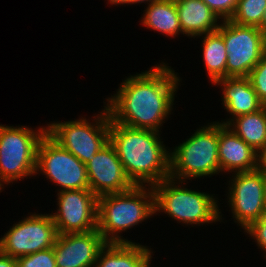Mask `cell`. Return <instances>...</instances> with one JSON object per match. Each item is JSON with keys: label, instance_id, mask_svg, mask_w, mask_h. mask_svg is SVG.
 I'll list each match as a JSON object with an SVG mask.
<instances>
[{"label": "cell", "instance_id": "83f0119b", "mask_svg": "<svg viewBox=\"0 0 266 267\" xmlns=\"http://www.w3.org/2000/svg\"><path fill=\"white\" fill-rule=\"evenodd\" d=\"M260 30H261V35H262V50H263V54H266V28L260 29Z\"/></svg>", "mask_w": 266, "mask_h": 267}, {"label": "cell", "instance_id": "1f68e13d", "mask_svg": "<svg viewBox=\"0 0 266 267\" xmlns=\"http://www.w3.org/2000/svg\"><path fill=\"white\" fill-rule=\"evenodd\" d=\"M152 1H155V0H128V4H138V3H146L149 5Z\"/></svg>", "mask_w": 266, "mask_h": 267}, {"label": "cell", "instance_id": "9c48e42d", "mask_svg": "<svg viewBox=\"0 0 266 267\" xmlns=\"http://www.w3.org/2000/svg\"><path fill=\"white\" fill-rule=\"evenodd\" d=\"M57 236L51 214L33 213L14 224L0 238V252L17 259L53 247Z\"/></svg>", "mask_w": 266, "mask_h": 267}, {"label": "cell", "instance_id": "f1b7e54d", "mask_svg": "<svg viewBox=\"0 0 266 267\" xmlns=\"http://www.w3.org/2000/svg\"><path fill=\"white\" fill-rule=\"evenodd\" d=\"M152 253H150L137 267H150V261L152 259Z\"/></svg>", "mask_w": 266, "mask_h": 267}, {"label": "cell", "instance_id": "cb8c5ba5", "mask_svg": "<svg viewBox=\"0 0 266 267\" xmlns=\"http://www.w3.org/2000/svg\"><path fill=\"white\" fill-rule=\"evenodd\" d=\"M247 77L255 89L259 100L264 104L266 102V54H263L261 60Z\"/></svg>", "mask_w": 266, "mask_h": 267}, {"label": "cell", "instance_id": "ffe728a7", "mask_svg": "<svg viewBox=\"0 0 266 267\" xmlns=\"http://www.w3.org/2000/svg\"><path fill=\"white\" fill-rule=\"evenodd\" d=\"M260 155L266 150V109L240 115L227 125Z\"/></svg>", "mask_w": 266, "mask_h": 267}, {"label": "cell", "instance_id": "4fadbf2b", "mask_svg": "<svg viewBox=\"0 0 266 267\" xmlns=\"http://www.w3.org/2000/svg\"><path fill=\"white\" fill-rule=\"evenodd\" d=\"M85 166L90 190L97 197L124 192L134 186L110 141Z\"/></svg>", "mask_w": 266, "mask_h": 267}, {"label": "cell", "instance_id": "f546056e", "mask_svg": "<svg viewBox=\"0 0 266 267\" xmlns=\"http://www.w3.org/2000/svg\"><path fill=\"white\" fill-rule=\"evenodd\" d=\"M260 165L266 170V150L260 155Z\"/></svg>", "mask_w": 266, "mask_h": 267}, {"label": "cell", "instance_id": "4dcf8cb0", "mask_svg": "<svg viewBox=\"0 0 266 267\" xmlns=\"http://www.w3.org/2000/svg\"><path fill=\"white\" fill-rule=\"evenodd\" d=\"M263 188H264V201L266 206V170L263 168Z\"/></svg>", "mask_w": 266, "mask_h": 267}, {"label": "cell", "instance_id": "ba28073f", "mask_svg": "<svg viewBox=\"0 0 266 267\" xmlns=\"http://www.w3.org/2000/svg\"><path fill=\"white\" fill-rule=\"evenodd\" d=\"M46 175L60 191L90 189L85 163L55 142L47 133L37 147L36 175Z\"/></svg>", "mask_w": 266, "mask_h": 267}, {"label": "cell", "instance_id": "e0dca14e", "mask_svg": "<svg viewBox=\"0 0 266 267\" xmlns=\"http://www.w3.org/2000/svg\"><path fill=\"white\" fill-rule=\"evenodd\" d=\"M174 1L183 35L199 37L218 30V16L202 0Z\"/></svg>", "mask_w": 266, "mask_h": 267}, {"label": "cell", "instance_id": "836d02e7", "mask_svg": "<svg viewBox=\"0 0 266 267\" xmlns=\"http://www.w3.org/2000/svg\"><path fill=\"white\" fill-rule=\"evenodd\" d=\"M265 28H266V9L263 14L262 23H261V29H265Z\"/></svg>", "mask_w": 266, "mask_h": 267}, {"label": "cell", "instance_id": "d4e9b609", "mask_svg": "<svg viewBox=\"0 0 266 267\" xmlns=\"http://www.w3.org/2000/svg\"><path fill=\"white\" fill-rule=\"evenodd\" d=\"M221 21L230 20L237 8L238 0H202Z\"/></svg>", "mask_w": 266, "mask_h": 267}, {"label": "cell", "instance_id": "603a6c76", "mask_svg": "<svg viewBox=\"0 0 266 267\" xmlns=\"http://www.w3.org/2000/svg\"><path fill=\"white\" fill-rule=\"evenodd\" d=\"M17 267H57L53 247L16 259Z\"/></svg>", "mask_w": 266, "mask_h": 267}, {"label": "cell", "instance_id": "277c9868", "mask_svg": "<svg viewBox=\"0 0 266 267\" xmlns=\"http://www.w3.org/2000/svg\"><path fill=\"white\" fill-rule=\"evenodd\" d=\"M175 181L169 177L152 186L155 195V212L167 213L172 219L187 225L209 224L222 219L217 198L199 190L181 187L179 184L185 183Z\"/></svg>", "mask_w": 266, "mask_h": 267}, {"label": "cell", "instance_id": "d6a6232c", "mask_svg": "<svg viewBox=\"0 0 266 267\" xmlns=\"http://www.w3.org/2000/svg\"><path fill=\"white\" fill-rule=\"evenodd\" d=\"M110 4L114 5H121V4H128V0H108Z\"/></svg>", "mask_w": 266, "mask_h": 267}, {"label": "cell", "instance_id": "44dd1931", "mask_svg": "<svg viewBox=\"0 0 266 267\" xmlns=\"http://www.w3.org/2000/svg\"><path fill=\"white\" fill-rule=\"evenodd\" d=\"M203 60L212 84L226 78L227 51L222 34L216 30L202 37Z\"/></svg>", "mask_w": 266, "mask_h": 267}, {"label": "cell", "instance_id": "7c38bea8", "mask_svg": "<svg viewBox=\"0 0 266 267\" xmlns=\"http://www.w3.org/2000/svg\"><path fill=\"white\" fill-rule=\"evenodd\" d=\"M58 207L51 214L58 234L97 230V196L90 189L63 190L57 194Z\"/></svg>", "mask_w": 266, "mask_h": 267}, {"label": "cell", "instance_id": "30bf717a", "mask_svg": "<svg viewBox=\"0 0 266 267\" xmlns=\"http://www.w3.org/2000/svg\"><path fill=\"white\" fill-rule=\"evenodd\" d=\"M218 31L227 51L226 77H247L263 56L261 30L226 20Z\"/></svg>", "mask_w": 266, "mask_h": 267}, {"label": "cell", "instance_id": "7402d4cb", "mask_svg": "<svg viewBox=\"0 0 266 267\" xmlns=\"http://www.w3.org/2000/svg\"><path fill=\"white\" fill-rule=\"evenodd\" d=\"M266 0H238L235 13L230 21L242 26H254L261 29Z\"/></svg>", "mask_w": 266, "mask_h": 267}, {"label": "cell", "instance_id": "484cf974", "mask_svg": "<svg viewBox=\"0 0 266 267\" xmlns=\"http://www.w3.org/2000/svg\"><path fill=\"white\" fill-rule=\"evenodd\" d=\"M245 231L256 241L258 248L265 251L266 256V214L252 222Z\"/></svg>", "mask_w": 266, "mask_h": 267}, {"label": "cell", "instance_id": "7a4b0ae2", "mask_svg": "<svg viewBox=\"0 0 266 267\" xmlns=\"http://www.w3.org/2000/svg\"><path fill=\"white\" fill-rule=\"evenodd\" d=\"M159 135L110 121L109 141L134 185L153 186L170 177V151Z\"/></svg>", "mask_w": 266, "mask_h": 267}, {"label": "cell", "instance_id": "9a60e30c", "mask_svg": "<svg viewBox=\"0 0 266 267\" xmlns=\"http://www.w3.org/2000/svg\"><path fill=\"white\" fill-rule=\"evenodd\" d=\"M219 123L220 172H250L260 167V154L226 125Z\"/></svg>", "mask_w": 266, "mask_h": 267}, {"label": "cell", "instance_id": "52a82bcc", "mask_svg": "<svg viewBox=\"0 0 266 267\" xmlns=\"http://www.w3.org/2000/svg\"><path fill=\"white\" fill-rule=\"evenodd\" d=\"M94 116L95 123L86 118L47 124L46 133L61 147L83 163L92 161L94 155L109 142L110 116L106 107Z\"/></svg>", "mask_w": 266, "mask_h": 267}, {"label": "cell", "instance_id": "5bb4252c", "mask_svg": "<svg viewBox=\"0 0 266 267\" xmlns=\"http://www.w3.org/2000/svg\"><path fill=\"white\" fill-rule=\"evenodd\" d=\"M106 241L98 230L58 234L54 249L57 267H94Z\"/></svg>", "mask_w": 266, "mask_h": 267}, {"label": "cell", "instance_id": "8992f818", "mask_svg": "<svg viewBox=\"0 0 266 267\" xmlns=\"http://www.w3.org/2000/svg\"><path fill=\"white\" fill-rule=\"evenodd\" d=\"M45 134L46 126L33 130L0 125V192L5 184L35 176L37 147Z\"/></svg>", "mask_w": 266, "mask_h": 267}, {"label": "cell", "instance_id": "ac0fdd59", "mask_svg": "<svg viewBox=\"0 0 266 267\" xmlns=\"http://www.w3.org/2000/svg\"><path fill=\"white\" fill-rule=\"evenodd\" d=\"M139 243H106L94 267H137L151 252Z\"/></svg>", "mask_w": 266, "mask_h": 267}, {"label": "cell", "instance_id": "6da1fadb", "mask_svg": "<svg viewBox=\"0 0 266 267\" xmlns=\"http://www.w3.org/2000/svg\"><path fill=\"white\" fill-rule=\"evenodd\" d=\"M180 77L165 63L130 75L107 99L106 109L114 123L159 132L173 110Z\"/></svg>", "mask_w": 266, "mask_h": 267}, {"label": "cell", "instance_id": "4316f807", "mask_svg": "<svg viewBox=\"0 0 266 267\" xmlns=\"http://www.w3.org/2000/svg\"><path fill=\"white\" fill-rule=\"evenodd\" d=\"M0 267H17L16 259L0 252Z\"/></svg>", "mask_w": 266, "mask_h": 267}, {"label": "cell", "instance_id": "5b68a950", "mask_svg": "<svg viewBox=\"0 0 266 267\" xmlns=\"http://www.w3.org/2000/svg\"><path fill=\"white\" fill-rule=\"evenodd\" d=\"M209 124L201 126L185 142L176 146L173 152L170 151L171 179L185 182L186 179L220 173L219 123Z\"/></svg>", "mask_w": 266, "mask_h": 267}, {"label": "cell", "instance_id": "3957f363", "mask_svg": "<svg viewBox=\"0 0 266 267\" xmlns=\"http://www.w3.org/2000/svg\"><path fill=\"white\" fill-rule=\"evenodd\" d=\"M153 214L157 213L152 186L134 185L124 192L97 198V230L107 243H132L122 238L120 232L142 223Z\"/></svg>", "mask_w": 266, "mask_h": 267}, {"label": "cell", "instance_id": "d6986e66", "mask_svg": "<svg viewBox=\"0 0 266 267\" xmlns=\"http://www.w3.org/2000/svg\"><path fill=\"white\" fill-rule=\"evenodd\" d=\"M144 11L141 23L147 28L173 38L182 33L174 0L152 1Z\"/></svg>", "mask_w": 266, "mask_h": 267}, {"label": "cell", "instance_id": "2e32d148", "mask_svg": "<svg viewBox=\"0 0 266 267\" xmlns=\"http://www.w3.org/2000/svg\"><path fill=\"white\" fill-rule=\"evenodd\" d=\"M215 84L222 87L223 107L233 116L221 124L227 125L240 115L255 113L263 108V103L259 100L248 77H226L217 80Z\"/></svg>", "mask_w": 266, "mask_h": 267}, {"label": "cell", "instance_id": "8fae6325", "mask_svg": "<svg viewBox=\"0 0 266 267\" xmlns=\"http://www.w3.org/2000/svg\"><path fill=\"white\" fill-rule=\"evenodd\" d=\"M229 183L228 202L233 218L243 230L266 214L263 167L250 172L233 173Z\"/></svg>", "mask_w": 266, "mask_h": 267}]
</instances>
